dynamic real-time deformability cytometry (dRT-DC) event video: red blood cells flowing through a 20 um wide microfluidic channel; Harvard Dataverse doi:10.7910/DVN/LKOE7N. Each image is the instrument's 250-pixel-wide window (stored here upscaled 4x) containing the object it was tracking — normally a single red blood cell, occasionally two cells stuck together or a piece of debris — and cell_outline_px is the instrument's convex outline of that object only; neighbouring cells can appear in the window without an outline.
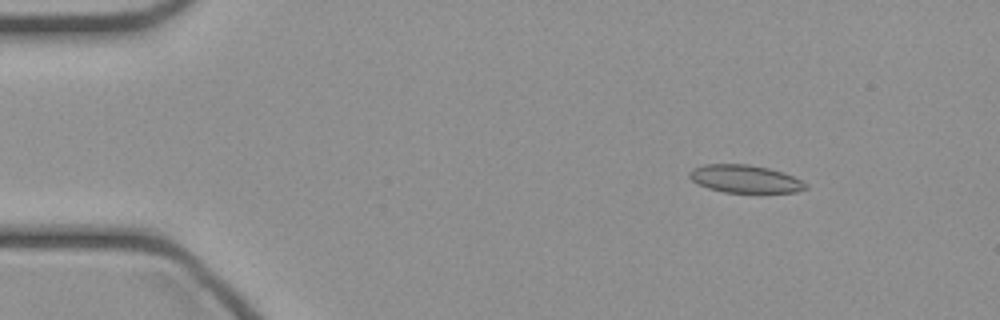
{"species": "common noctule bat (a hibernating species)", "species_latin": "Nyctalus noctula", "temperature_condition": "cold", "stored_images_in_passage": 46, "camera_frame_rate_fps": 3000, "um_per_image_px": 0.085, "animal": {"sex": "female", "body_mass_g": 21.9}, "frame": {"image": 1, "passage_image": 5, "time_ms": 1.333, "image_size_px": [1000, 320], "cell_outline_px": [[808, 188], [796, 192], [724, 192], [708, 188], [692, 180], [688, 176], [688, 172], [692, 168], [704, 164], [748, 164], [768, 168], [784, 172], [808, 184]], "centroid_in_image_um": [63.32, 15.2], "position_along_channel_um": 21.7, "area_um2": 18.79}}
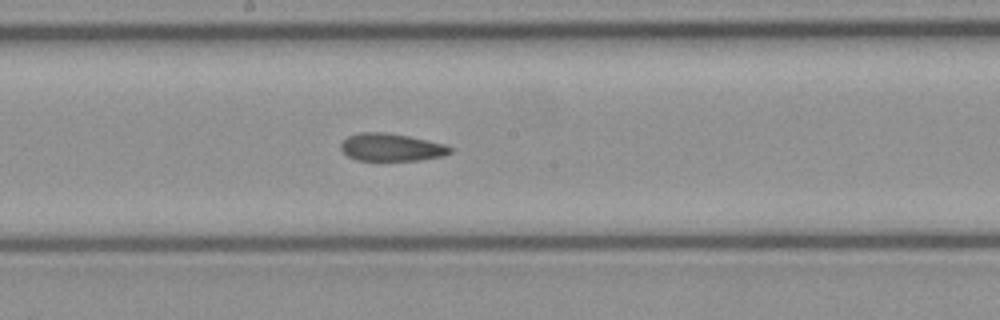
{"frame": {"image": 2, "passage_image": 24, "time_ms": 7.667, "image_size_px": [1000, 320], "cell_outline_px": [[452, 152], [444, 156], [420, 160], [356, 160], [348, 156], [340, 148], [340, 144], [348, 136], [360, 132], [384, 132], [408, 136], [444, 144], [452, 148]], "centroid_in_image_um": [33.26, 12.52], "position_along_channel_um": 214.9, "area_um2": 17.51}}
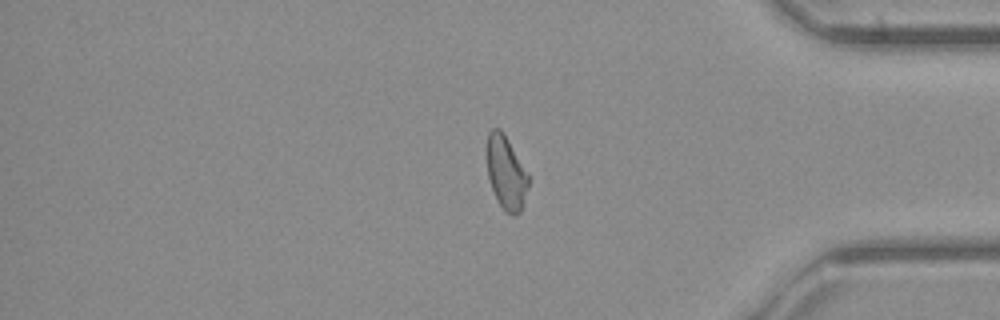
{"frame": {"image": 3, "passage_image": 38, "time_ms": 12.333, "image_size_px": [1000, 320], "cell_outline_px": [[528, 188], [524, 204], [520, 212], [516, 216], [512, 216], [504, 212], [496, 200], [488, 176], [488, 132], [492, 128], [500, 128], [504, 132], [528, 172]], "centroid_in_image_um": [43.05, 14.72], "position_along_channel_um": 392.2, "area_um2": 17.98}}